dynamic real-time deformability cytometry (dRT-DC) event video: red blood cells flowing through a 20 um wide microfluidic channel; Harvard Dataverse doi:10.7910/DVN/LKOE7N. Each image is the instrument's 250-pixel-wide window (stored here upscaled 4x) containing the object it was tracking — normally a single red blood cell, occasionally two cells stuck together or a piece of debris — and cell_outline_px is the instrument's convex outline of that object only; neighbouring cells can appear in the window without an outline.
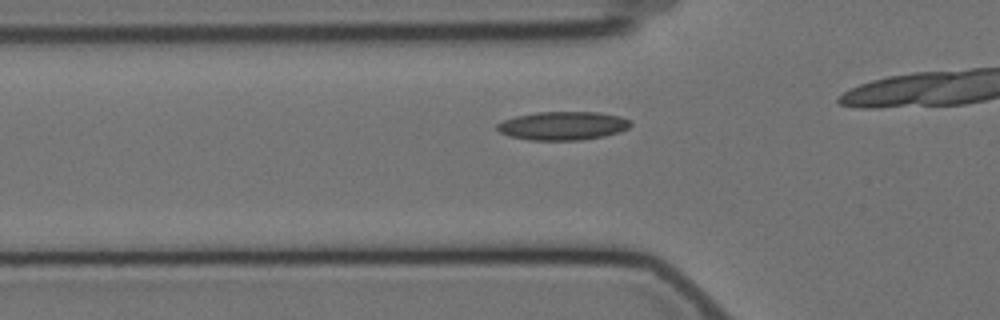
{"species": "Egyptian fruit bat (a non-hibernating species)", "species_latin": "Rousettus aegyptiacus", "temperature_condition": "cold", "stored_images_in_passage": 37, "camera_frame_rate_fps": 3000, "um_per_image_px": 0.085, "animal": {"sex": "female"}, "frame": {"image": 1, "passage_image": 11, "time_ms": 3.333, "image_size_px": [1000, 320], "cell_outline_px": [[632, 124], [628, 128], [620, 132], [604, 136], [580, 140], [528, 140], [508, 136], [500, 132], [496, 128], [496, 124], [504, 120], [516, 116], [536, 112], [596, 112], [620, 116], [632, 120]], "centroid_in_image_um": [47.85, 10.69], "position_along_channel_um": 78.0, "area_um2": 22.31}}
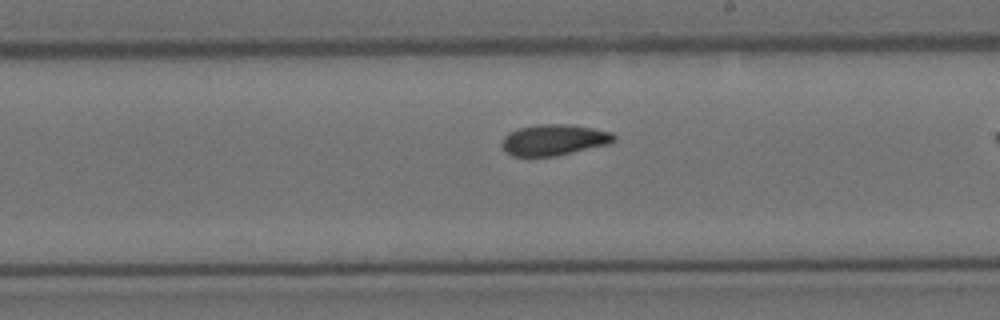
{"frame": {"image": 2, "passage_image": 25, "time_ms": 8.0, "image_size_px": [1000, 320], "cell_outline_px": [[616, 140], [608, 144], [556, 156], [512, 156], [500, 144], [504, 136], [508, 132], [520, 128], [536, 124], [572, 124], [612, 132], [616, 136]], "centroid_in_image_um": [47.09, 11.88], "position_along_channel_um": 241.9, "area_um2": 20.29}}
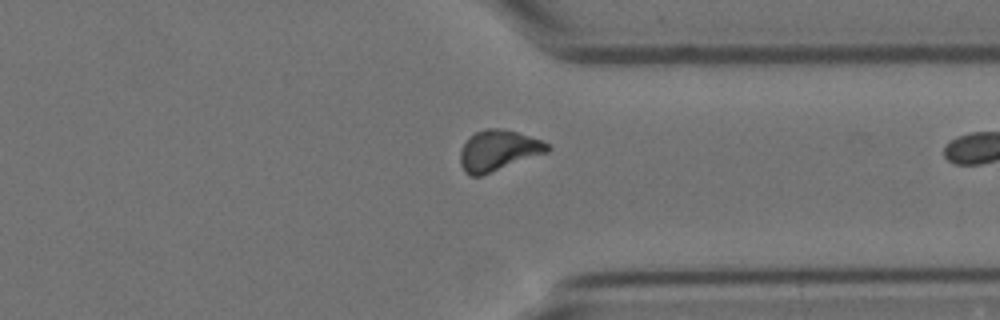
{"frame": {"image": 3, "passage_image": 36, "time_ms": 11.667, "image_size_px": [1000, 320], "cell_outline_px": [[552, 148], [548, 152], [480, 176], [468, 176], [464, 172], [460, 164], [460, 152], [464, 144], [476, 132], [484, 128], [504, 128], [540, 140], [548, 144]], "centroid_in_image_um": [42.34, 12.8], "position_along_channel_um": 369.1, "area_um2": 20.52}}